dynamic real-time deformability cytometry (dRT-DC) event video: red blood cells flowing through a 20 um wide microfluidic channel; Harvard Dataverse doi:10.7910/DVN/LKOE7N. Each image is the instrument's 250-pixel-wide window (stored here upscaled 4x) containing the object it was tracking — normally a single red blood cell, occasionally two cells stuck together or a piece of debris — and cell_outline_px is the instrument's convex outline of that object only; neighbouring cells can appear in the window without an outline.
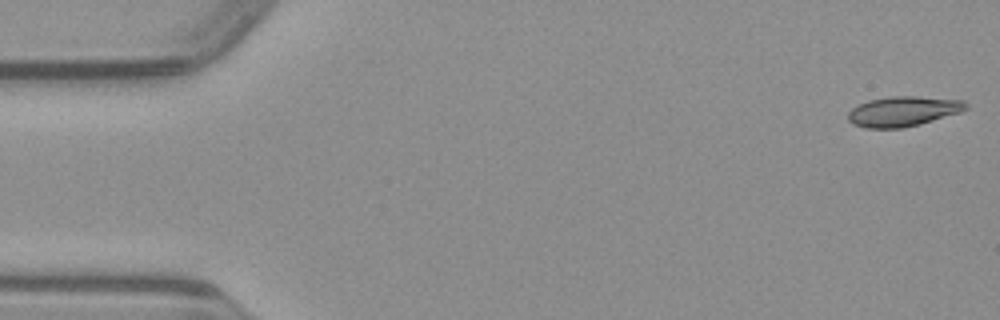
{"species": "common noctule bat (a hibernating species)", "species_latin": "Nyctalus noctula", "temperature_condition": "warm", "stored_images_in_passage": 49, "camera_frame_rate_fps": 3000, "um_per_image_px": 0.085, "animal": {"sex": "male", "body_mass_g": 23.1, "forearm_length_mm": 52.7}, "frame": {"image": 1, "passage_image": 1, "time_ms": 0.0, "image_size_px": [1000, 320], "cell_outline_px": [[968, 108], [960, 112], [920, 124], [904, 128], [864, 128], [852, 124], [848, 120], [848, 112], [852, 108], [868, 100], [892, 96], [916, 96], [964, 100], [968, 104]], "centroid_in_image_um": [76.76, 9.46], "position_along_channel_um": 8.2, "area_um2": 20.69}}
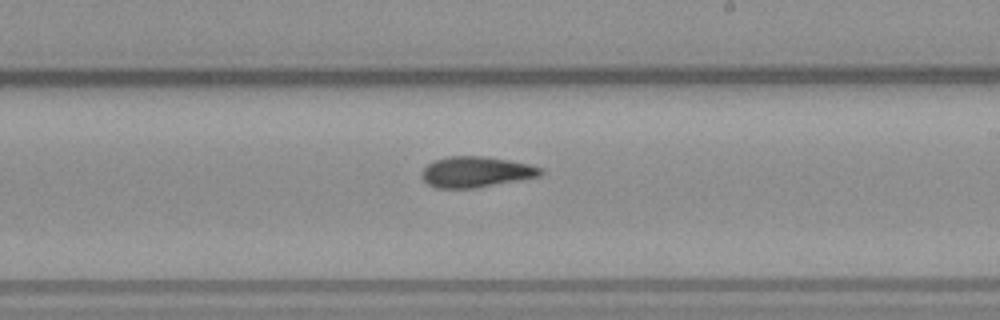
{"frame": {"image": 2, "passage_image": 28, "time_ms": 9.0, "image_size_px": [1000, 320], "cell_outline_px": [[544, 172], [540, 176], [520, 180], [476, 188], [436, 188], [428, 184], [420, 176], [420, 172], [432, 160], [448, 156], [484, 156], [508, 160], [528, 164], [544, 168]], "centroid_in_image_um": [40.45, 14.61], "position_along_channel_um": 248.6, "area_um2": 21.5}}
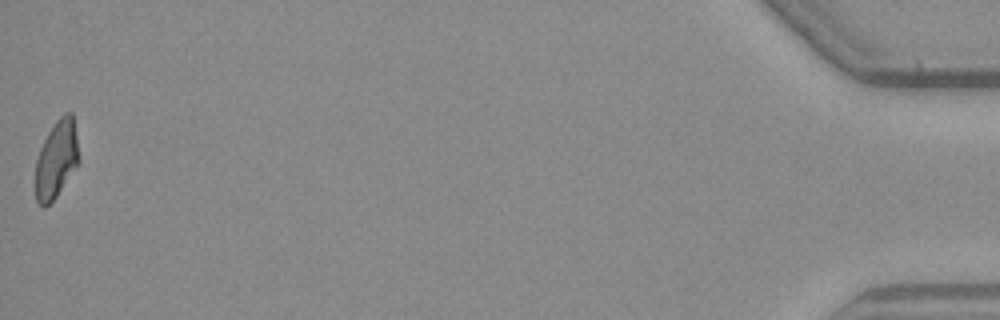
{"frame": {"image": 3, "passage_image": 49, "time_ms": 16.0, "image_size_px": [1000, 320], "cell_outline_px": [[80, 160], [56, 196], [44, 208], [36, 200], [36, 160], [40, 148], [48, 132], [56, 120], [64, 112], [72, 112]], "centroid_in_image_um": [4.79, 13.51], "position_along_channel_um": 430.4, "area_um2": 19.31}}